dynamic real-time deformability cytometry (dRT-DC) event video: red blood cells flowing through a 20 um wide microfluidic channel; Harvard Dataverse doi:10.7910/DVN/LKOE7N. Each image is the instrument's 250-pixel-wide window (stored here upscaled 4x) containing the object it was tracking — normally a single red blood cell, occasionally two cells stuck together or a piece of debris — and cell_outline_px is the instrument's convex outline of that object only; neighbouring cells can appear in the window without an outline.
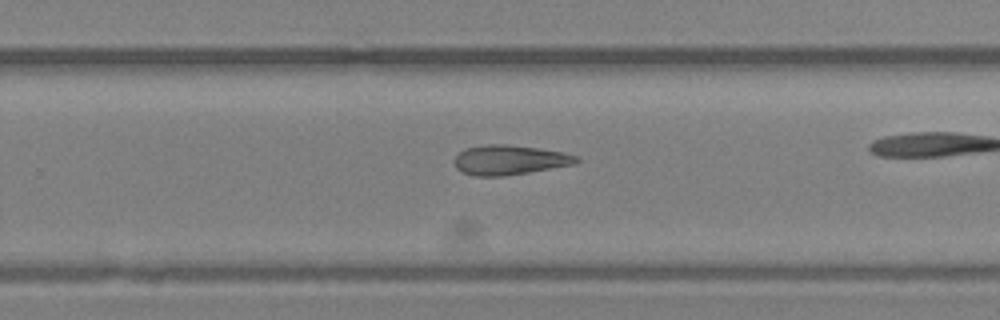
{"species": "Egyptian fruit bat (a non-hibernating species)", "species_latin": "Rousettus aegyptiacus", "temperature_condition": "room temperature", "stored_images_in_passage": 19, "camera_frame_rate_fps": 3000, "um_per_image_px": 0.085, "animal": {"sex": "female"}, "frame": {"image": 1, "passage_image": 14, "time_ms": 4.333, "image_size_px": [1000, 320], "cell_outline_px": [[580, 160], [576, 164], [504, 176], [476, 176], [464, 172], [456, 168], [452, 160], [464, 148], [484, 144], [504, 144], [536, 148], [560, 152], [580, 156]], "centroid_in_image_um": [43.29, 13.59], "position_along_channel_um": 286.5, "area_um2": 21.1}}